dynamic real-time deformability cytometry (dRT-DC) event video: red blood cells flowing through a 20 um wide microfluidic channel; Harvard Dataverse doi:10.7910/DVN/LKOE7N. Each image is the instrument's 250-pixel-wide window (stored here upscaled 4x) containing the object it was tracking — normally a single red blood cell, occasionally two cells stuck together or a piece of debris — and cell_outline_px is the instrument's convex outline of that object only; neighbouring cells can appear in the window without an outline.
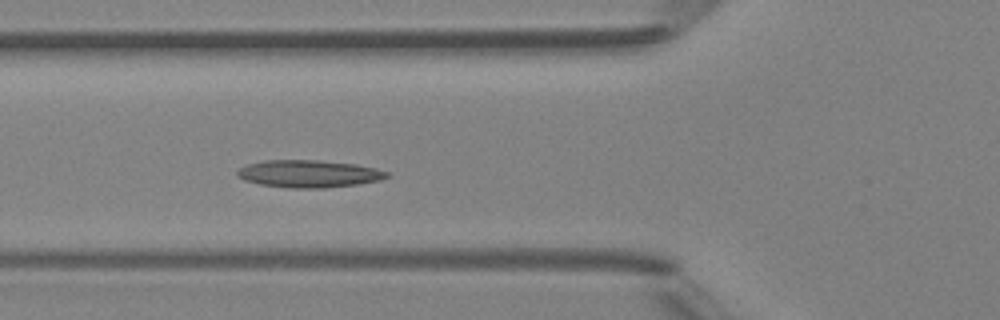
{"species": "Egyptian fruit bat (a non-hibernating species)", "species_latin": "Rousettus aegyptiacus", "temperature_condition": "room temperature", "stored_images_in_passage": 2, "camera_frame_rate_fps": 3000, "um_per_image_px": 0.085, "animal": {"sex": "female"}, "frame": {"image": 1, "passage_image": 2, "time_ms": 1.0, "image_size_px": [1000, 320], "cell_outline_px": [[392, 176], [380, 180], [356, 184], [324, 188], [288, 188], [260, 184], [244, 180], [236, 176], [236, 172], [244, 164], [264, 160], [316, 160], [356, 164], [376, 168], [388, 172]], "centroid_in_image_um": [26.23, 14.76], "position_along_channel_um": 99.6, "area_um2": 24.04}}